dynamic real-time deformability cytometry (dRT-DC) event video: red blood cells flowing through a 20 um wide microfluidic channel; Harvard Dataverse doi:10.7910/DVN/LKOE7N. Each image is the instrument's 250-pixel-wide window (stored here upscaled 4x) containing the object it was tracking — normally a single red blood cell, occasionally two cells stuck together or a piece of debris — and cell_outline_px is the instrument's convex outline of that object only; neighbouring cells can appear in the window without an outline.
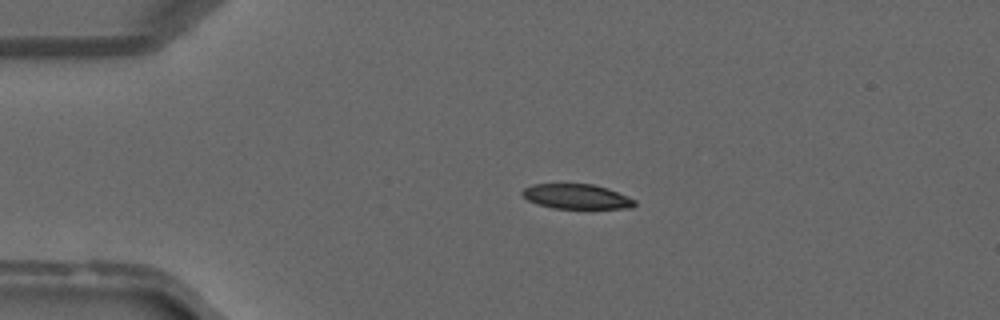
{"species": "common noctule bat (a hibernating species)", "species_latin": "Nyctalus noctula", "temperature_condition": "warm", "stored_images_in_passage": 32, "camera_frame_rate_fps": 3000, "um_per_image_px": 0.085, "animal": {"sex": "male", "forearm_length_mm": 52.5}, "frame": {"image": 1, "passage_image": 1, "time_ms": 0.0, "image_size_px": [1000, 320], "cell_outline_px": [[636, 204], [632, 208], [552, 208], [536, 204], [528, 200], [520, 192], [524, 188], [532, 184], [592, 184], [608, 188], [636, 200]], "centroid_in_image_um": [49.0, 16.7], "position_along_channel_um": 36.0, "area_um2": 16.24}}
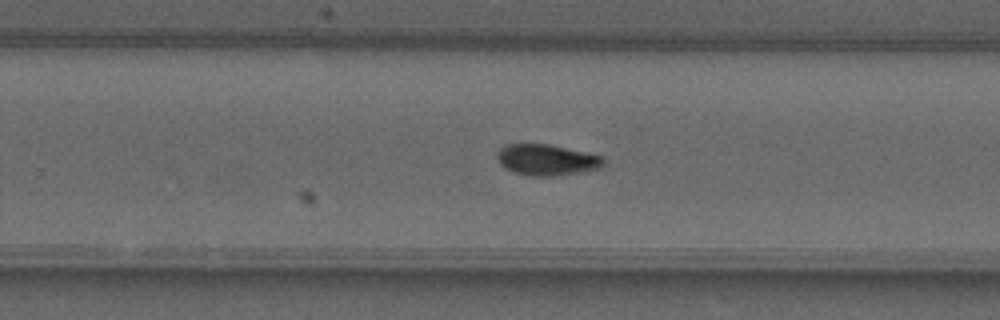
{"frame": {"image": 2, "passage_image": 18, "time_ms": 5.667, "image_size_px": [1000, 320], "cell_outline_px": [[604, 164], [600, 168], [552, 176], [532, 176], [512, 172], [500, 164], [496, 156], [496, 152], [500, 148], [508, 144], [548, 144], [604, 156]], "centroid_in_image_um": [46.44, 13.58], "position_along_channel_um": 283.4, "area_um2": 19.13}}
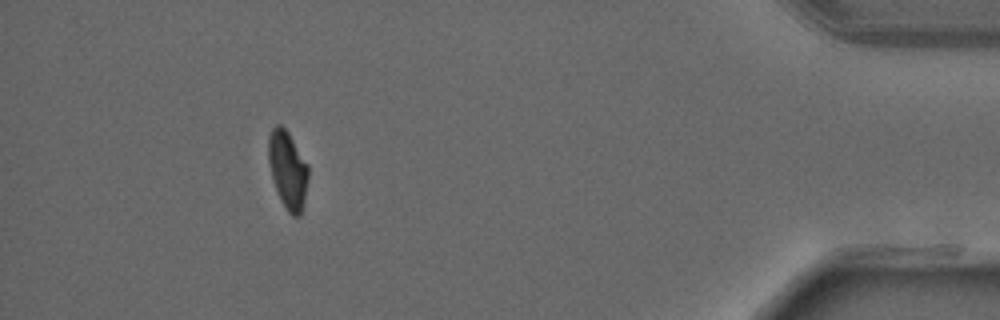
{"frame": {"image": 3, "passage_image": 29, "time_ms": 9.333, "image_size_px": [1000, 320], "cell_outline_px": [[308, 176], [304, 200], [300, 216], [292, 216], [288, 212], [280, 200], [272, 176], [268, 160], [268, 136], [272, 128], [276, 124], [280, 124], [288, 132], [308, 164]], "centroid_in_image_um": [24.45, 14.42], "position_along_channel_um": 410.8, "area_um2": 17.92}}